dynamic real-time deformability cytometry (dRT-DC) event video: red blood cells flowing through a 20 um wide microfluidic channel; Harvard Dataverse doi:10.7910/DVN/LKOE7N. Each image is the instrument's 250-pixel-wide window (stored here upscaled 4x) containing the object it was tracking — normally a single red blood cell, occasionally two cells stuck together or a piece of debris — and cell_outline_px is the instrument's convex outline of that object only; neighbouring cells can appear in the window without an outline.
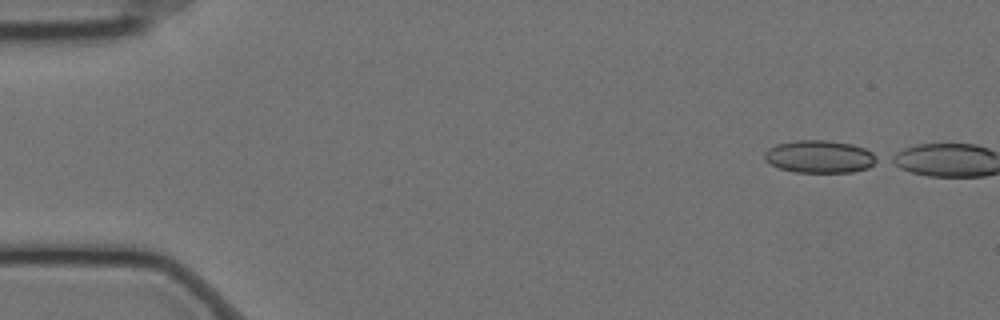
{"species": "Egyptian fruit bat (a non-hibernating species)", "species_latin": "Rousettus aegyptiacus", "temperature_condition": "cold", "stored_images_in_passage": 3, "camera_frame_rate_fps": 3000, "um_per_image_px": 0.085, "animal": {"sex": "female"}, "frame": {"image": 1, "passage_image": 1, "time_ms": 0.0, "image_size_px": [1000, 320], "cell_outline_px": [[880, 160], [868, 168], [852, 172], [796, 172], [780, 168], [764, 160], [764, 152], [768, 148], [776, 144], [796, 140], [828, 140], [852, 144], [864, 148], [880, 156]], "centroid_in_image_um": [69.7, 13.31], "position_along_channel_um": 15.3, "area_um2": 21.56}}